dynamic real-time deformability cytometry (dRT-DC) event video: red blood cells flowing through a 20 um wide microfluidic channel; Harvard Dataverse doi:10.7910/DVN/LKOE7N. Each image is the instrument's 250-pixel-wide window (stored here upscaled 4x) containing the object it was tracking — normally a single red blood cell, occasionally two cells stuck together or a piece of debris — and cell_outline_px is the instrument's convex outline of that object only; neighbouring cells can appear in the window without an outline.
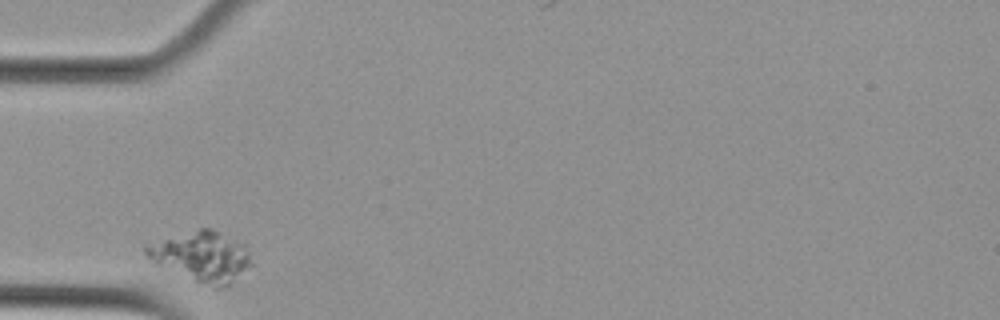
{"species": "Egyptian fruit bat (a non-hibernating species)", "species_latin": "Rousettus aegyptiacus", "temperature_condition": "cold", "stored_images_in_passage": 32, "camera_frame_rate_fps": 3000, "um_per_image_px": 0.085, "animal": {"sex": "female"}, "frame": {"image": 1, "passage_image": 1, "time_ms": 0.0, "image_size_px": [1000, 320], "cell_outline_px": [[248, 264], [224, 288], [216, 288], [156, 264], [144, 252], [144, 248], [164, 240], [200, 228], [212, 228], [244, 244], [248, 256]], "centroid_in_image_um": [17.14, 21.78], "position_along_channel_um": 67.9, "area_um2": 28.84}}
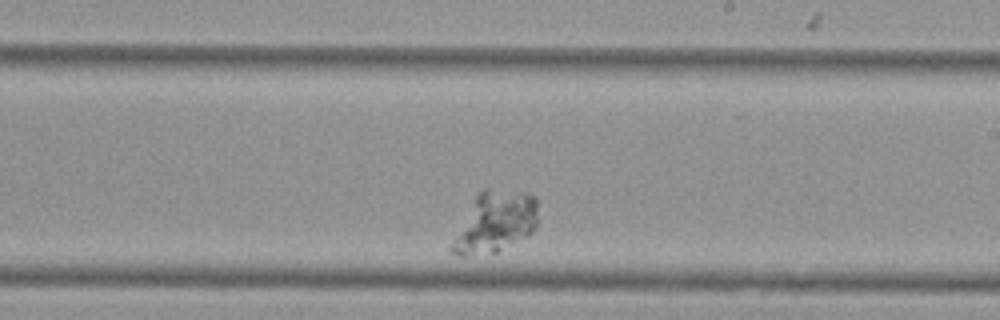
{"frame": {"image": 2, "passage_image": 18, "time_ms": 5.667, "image_size_px": [1000, 320], "cell_outline_px": [[536, 224], [532, 232], [528, 236], [496, 252], [472, 256], [456, 256], [448, 252], [448, 248], [476, 196], [484, 188], [488, 188], [520, 192], [536, 196]], "centroid_in_image_um": [42.05, 18.92], "position_along_channel_um": 246.9, "area_um2": 30.29}}
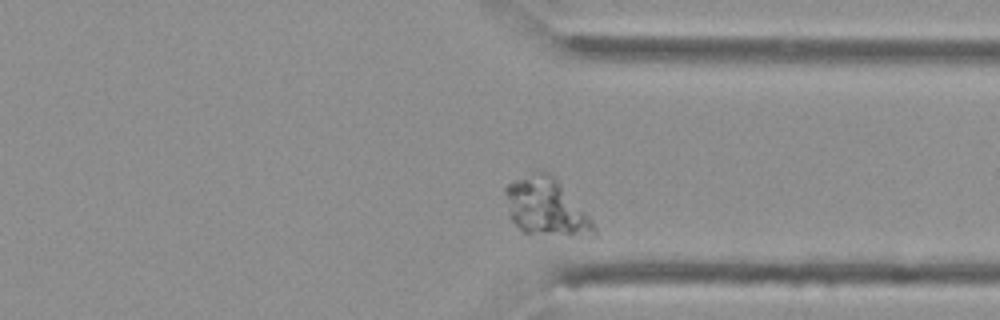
{"frame": {"image": 3, "passage_image": 29, "time_ms": 9.333, "image_size_px": [1000, 320], "cell_outline_px": [[596, 236], [572, 236], [520, 232], [512, 220], [508, 212], [504, 192], [504, 188], [508, 184], [536, 168], [540, 168], [548, 172], [556, 180], [592, 220], [596, 228]], "centroid_in_image_um": [46.37, 17.59], "position_along_channel_um": 365.0, "area_um2": 29.65}}